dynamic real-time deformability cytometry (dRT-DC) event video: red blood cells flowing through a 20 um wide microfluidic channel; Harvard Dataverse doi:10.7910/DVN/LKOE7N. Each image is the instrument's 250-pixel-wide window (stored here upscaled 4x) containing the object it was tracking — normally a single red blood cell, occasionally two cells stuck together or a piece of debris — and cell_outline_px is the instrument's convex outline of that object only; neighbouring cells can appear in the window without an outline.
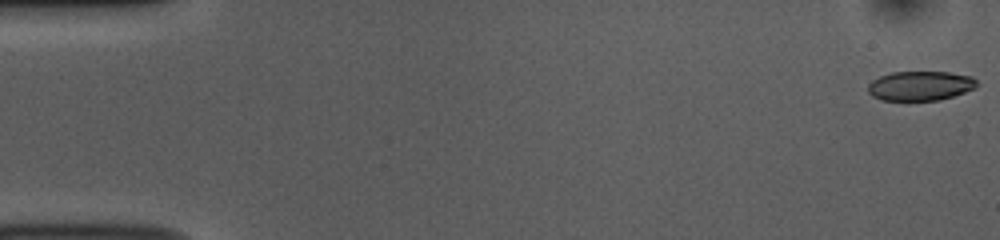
{"species": "common noctule bat (a hibernating species)", "species_latin": "Nyctalus noctula", "temperature_condition": "room temperature", "stored_images_in_passage": 53, "camera_frame_rate_fps": 3000, "um_per_image_px": 0.085, "animal": {"sex": "female", "body_mass_g": 10.0, "forearm_length_mm": 53.1}, "frame": {"image": 1, "passage_image": 1, "time_ms": 0.0, "image_size_px": [1000, 240], "cell_outline_px": [[980, 84], [976, 88], [940, 100], [880, 100], [872, 96], [868, 92], [868, 84], [872, 80], [880, 76], [892, 72], [948, 72], [972, 76]], "centroid_in_image_um": [78.23, 7.29], "position_along_channel_um": 6.8, "area_um2": 18.79}}
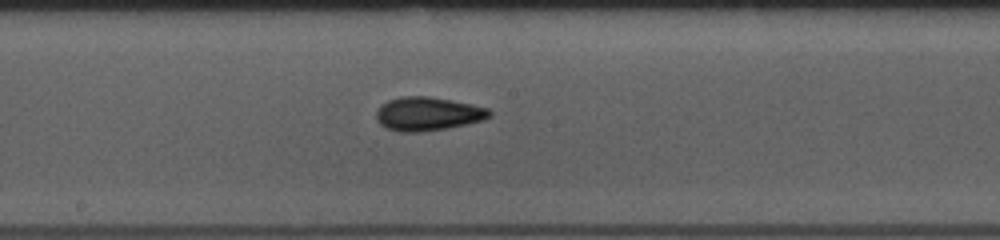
{"frame": {"image": 2, "passage_image": 28, "time_ms": 9.0, "image_size_px": [1000, 240], "cell_outline_px": [[492, 116], [484, 120], [448, 128], [420, 132], [400, 132], [384, 128], [376, 120], [376, 112], [388, 100], [400, 96], [428, 96], [472, 104], [488, 108], [492, 112]], "centroid_in_image_um": [36.37, 9.68], "position_along_channel_um": 211.8, "area_um2": 22.31}}
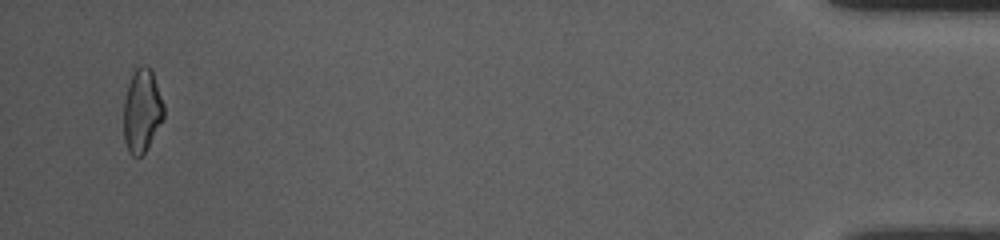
{"frame": {"image": 3, "passage_image": 51, "time_ms": 16.667, "image_size_px": [1000, 240], "cell_outline_px": [[164, 120], [144, 152], [140, 156], [132, 156], [128, 152], [124, 140], [124, 100], [128, 84], [136, 68], [140, 64], [144, 64], [152, 68], [164, 104]], "centroid_in_image_um": [12.08, 9.38], "position_along_channel_um": 423.1, "area_um2": 19.71}, "authors_computed_cell_mechanics": {"area_um2": 20.4034, "velocity_mm_per_s": 3.8175, "shape_relaxation_time_tau1_ms": 2.6284, "shape_relaxation_time_tau2_ms": 2.3965, "deformation_change_tau1": 0.1041, "deformation_change_tau2": 0.0872}}